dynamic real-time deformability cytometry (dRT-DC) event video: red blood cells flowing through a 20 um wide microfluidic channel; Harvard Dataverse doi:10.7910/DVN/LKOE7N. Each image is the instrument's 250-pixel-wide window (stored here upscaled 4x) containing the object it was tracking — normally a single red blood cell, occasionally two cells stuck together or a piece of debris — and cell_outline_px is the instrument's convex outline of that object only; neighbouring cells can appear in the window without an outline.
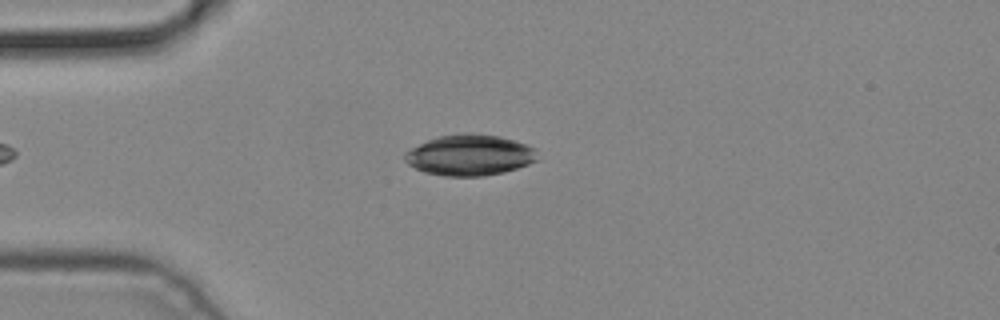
{"species": "common noctule bat (a hibernating species)", "species_latin": "Nyctalus noctula", "temperature_condition": "cold", "stored_images_in_passage": 3, "camera_frame_rate_fps": 3000, "um_per_image_px": 0.085, "animal": {"sex": "male", "body_mass_g": 19.2, "forearm_length_mm": 51.8}, "frame": {"image": 1, "passage_image": 3, "time_ms": 0.667, "image_size_px": [1000, 320], "cell_outline_px": [[540, 160], [504, 172], [484, 176], [444, 176], [424, 172], [408, 164], [404, 160], [404, 152], [428, 140], [440, 136], [464, 132], [472, 132], [500, 136], [536, 148]], "centroid_in_image_um": [39.95, 13.18], "position_along_channel_um": 45.1, "area_um2": 31.79}}